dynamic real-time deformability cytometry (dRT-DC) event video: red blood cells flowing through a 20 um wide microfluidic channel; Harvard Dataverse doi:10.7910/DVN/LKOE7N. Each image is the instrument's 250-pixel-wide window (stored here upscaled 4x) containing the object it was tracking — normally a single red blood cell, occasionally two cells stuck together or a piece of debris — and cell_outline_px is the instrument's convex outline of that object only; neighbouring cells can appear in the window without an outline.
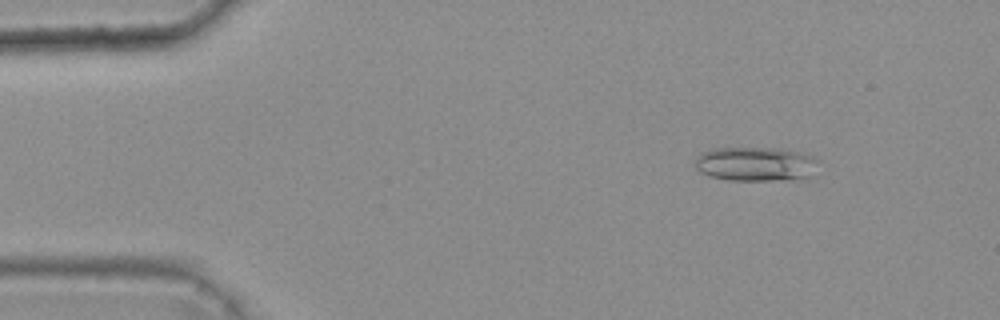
{"species": "common noctule bat (a hibernating species)", "species_latin": "Nyctalus noctula", "temperature_condition": "warm", "stored_images_in_passage": 7, "camera_frame_rate_fps": 3000, "um_per_image_px": 0.085, "animal": {"sex": "female", "body_mass_g": 25.1}, "frame": {"image": 1, "passage_image": 2, "time_ms": 0.333, "image_size_px": [1000, 320], "cell_outline_px": [[820, 160], [812, 176], [772, 180], [728, 180], [708, 176], [700, 172], [692, 164], [696, 156], [700, 152], [720, 148], [776, 148], [812, 156]], "centroid_in_image_um": [64.16, 13.94], "position_along_channel_um": 20.8, "area_um2": 24.57}}
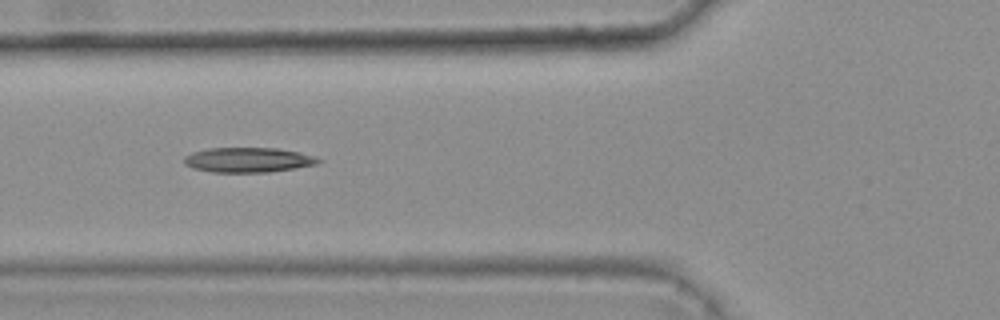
{"frame": {"image": 2, "passage_image": 5, "time_ms": 1.333, "image_size_px": [1000, 320], "cell_outline_px": [[324, 160], [316, 164], [296, 168], [268, 172], [212, 172], [192, 168], [184, 164], [184, 156], [192, 152], [208, 148], [276, 148], [300, 152]], "centroid_in_image_um": [21.07, 13.59], "position_along_channel_um": 104.7, "area_um2": 19.48}}
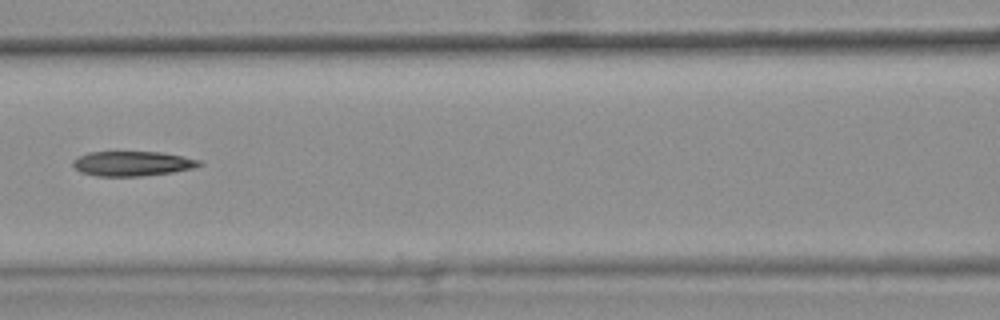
{"frame": {"image": 3, "passage_image": 6, "time_ms": 1.667, "image_size_px": [1000, 320], "cell_outline_px": [[204, 164], [196, 168], [172, 172], [140, 176], [96, 176], [80, 172], [72, 164], [72, 160], [88, 152], [160, 152], [184, 156], [200, 160]], "centroid_in_image_um": [11.28, 13.9], "position_along_channel_um": 155.3, "area_um2": 18.32}}